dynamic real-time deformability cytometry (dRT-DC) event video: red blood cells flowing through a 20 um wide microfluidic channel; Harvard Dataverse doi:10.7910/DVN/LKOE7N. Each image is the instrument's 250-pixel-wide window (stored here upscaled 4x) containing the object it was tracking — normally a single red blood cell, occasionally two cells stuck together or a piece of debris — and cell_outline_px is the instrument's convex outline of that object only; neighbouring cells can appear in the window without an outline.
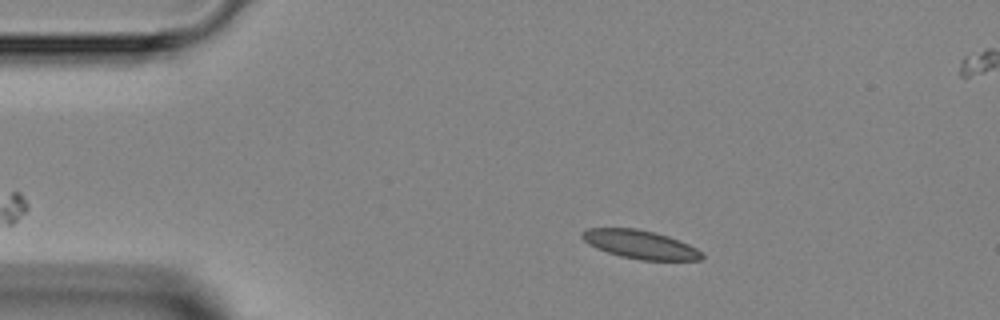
{"species": "Egyptian fruit bat (a non-hibernating species)", "species_latin": "Rousettus aegyptiacus", "temperature_condition": "room temperature", "stored_images_in_passage": 3, "camera_frame_rate_fps": 3000, "um_per_image_px": 0.085, "animal": {"sex": "female"}, "frame": {"image": 1, "passage_image": 1, "time_ms": 0.0, "image_size_px": [1000, 320], "cell_outline_px": [[704, 256], [700, 260], [640, 260], [620, 256], [596, 248], [588, 244], [580, 236], [580, 232], [588, 228], [636, 228], [656, 232], [668, 236], [688, 244], [696, 248]], "centroid_in_image_um": [54.38, 20.77], "position_along_channel_um": 30.6, "area_um2": 19.88}}